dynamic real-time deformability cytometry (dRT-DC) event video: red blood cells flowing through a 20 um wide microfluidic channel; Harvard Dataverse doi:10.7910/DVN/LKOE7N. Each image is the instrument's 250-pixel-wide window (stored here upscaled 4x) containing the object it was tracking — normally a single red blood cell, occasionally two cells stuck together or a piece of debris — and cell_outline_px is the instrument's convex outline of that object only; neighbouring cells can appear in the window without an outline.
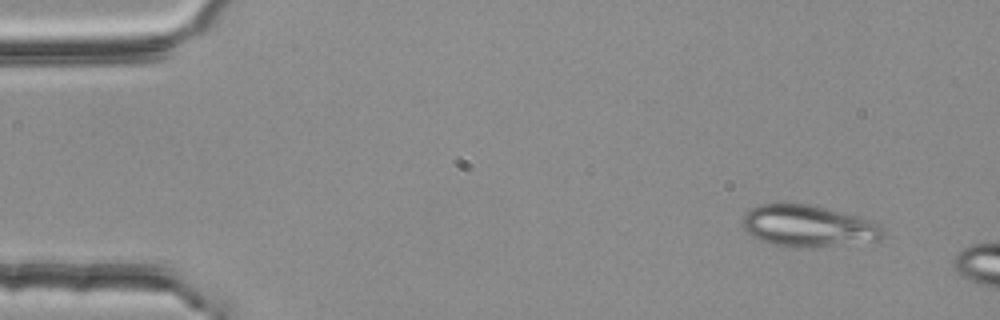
{"species": "common noctule bat (a hibernating species)", "species_latin": "Nyctalus noctula", "temperature_condition": "room temperature", "stored_images_in_passage": 4, "camera_frame_rate_fps": 3000, "um_per_image_px": 0.085, "animal": {"sex": "female", "body_mass_g": 25.1}, "frame": {"image": 1, "passage_image": 1, "time_ms": 0.0, "image_size_px": [1000, 320], "cell_outline_px": [[884, 236], [880, 240], [796, 248], [792, 248], [772, 244], [752, 236], [740, 224], [740, 220], [752, 208], [760, 204], [808, 204], [860, 216], [880, 224], [884, 228]], "centroid_in_image_um": [68.7, 19.21], "position_along_channel_um": 16.3, "area_um2": 33.87}}